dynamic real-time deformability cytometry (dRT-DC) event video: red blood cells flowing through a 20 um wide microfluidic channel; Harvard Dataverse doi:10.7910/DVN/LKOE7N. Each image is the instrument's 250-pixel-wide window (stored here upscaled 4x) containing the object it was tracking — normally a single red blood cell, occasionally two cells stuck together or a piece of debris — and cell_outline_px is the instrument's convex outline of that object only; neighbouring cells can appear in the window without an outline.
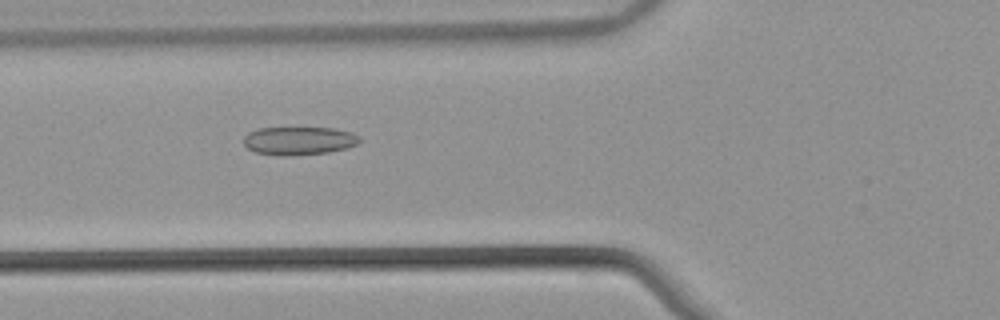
{"species": "common noctule bat (a hibernating species)", "species_latin": "Nyctalus noctula", "temperature_condition": "warm", "stored_images_in_passage": 53, "camera_frame_rate_fps": 3000, "um_per_image_px": 0.085, "animal": {"sex": "male", "body_mass_g": 21.5, "forearm_length_mm": 52.0}, "frame": {"image": 1, "passage_image": 20, "time_ms": 6.333, "image_size_px": [1000, 320], "cell_outline_px": [[360, 140], [356, 144], [344, 148], [328, 152], [284, 156], [256, 152], [248, 148], [244, 144], [244, 136], [248, 132], [260, 128], [336, 128], [352, 132], [360, 136]], "centroid_in_image_um": [25.41, 11.95], "position_along_channel_um": 100.4, "area_um2": 18.9}}
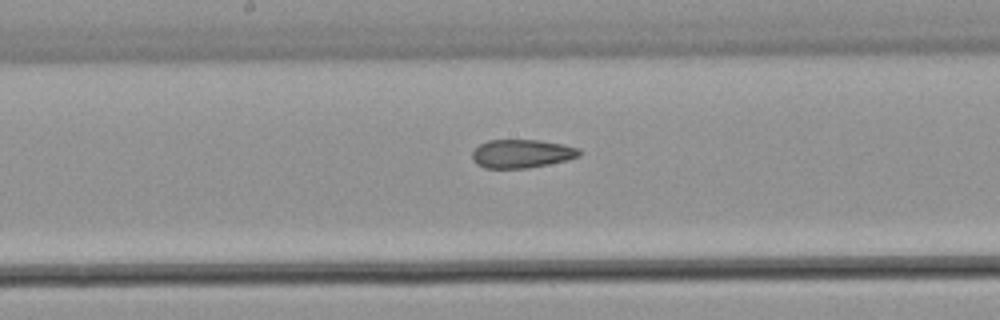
{"frame": {"image": 2, "passage_image": 28, "time_ms": 9.0, "image_size_px": [1000, 320], "cell_outline_px": [[580, 156], [568, 160], [528, 168], [484, 168], [476, 164], [472, 160], [472, 152], [480, 144], [488, 140], [540, 140], [564, 144], [580, 148]], "centroid_in_image_um": [44.35, 13.06], "position_along_channel_um": 203.8, "area_um2": 17.92}}
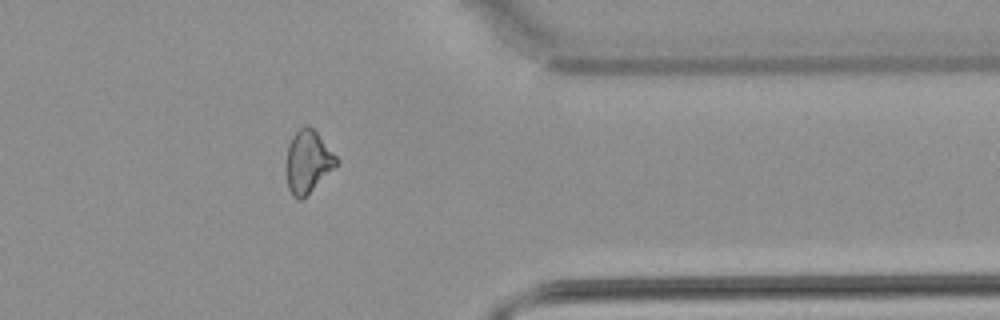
{"frame": {"image": 3, "passage_image": 43, "time_ms": 14.0, "image_size_px": [1000, 320], "cell_outline_px": [[340, 160], [300, 200], [296, 200], [292, 196], [288, 188], [288, 144], [292, 136], [304, 124], [312, 128], [316, 132]], "centroid_in_image_um": [26.16, 13.7], "position_along_channel_um": 385.2, "area_um2": 17.4}, "authors_computed_cell_mechanics": {"area_um2": 18.9584, "velocity_mm_per_s": 3.8694, "shape_relaxation_time_tau1_ms": null, "shape_relaxation_time_tau2_ms": 3.469, "deformation_change_tau1": null, "deformation_change_tau2": 0.1217}}